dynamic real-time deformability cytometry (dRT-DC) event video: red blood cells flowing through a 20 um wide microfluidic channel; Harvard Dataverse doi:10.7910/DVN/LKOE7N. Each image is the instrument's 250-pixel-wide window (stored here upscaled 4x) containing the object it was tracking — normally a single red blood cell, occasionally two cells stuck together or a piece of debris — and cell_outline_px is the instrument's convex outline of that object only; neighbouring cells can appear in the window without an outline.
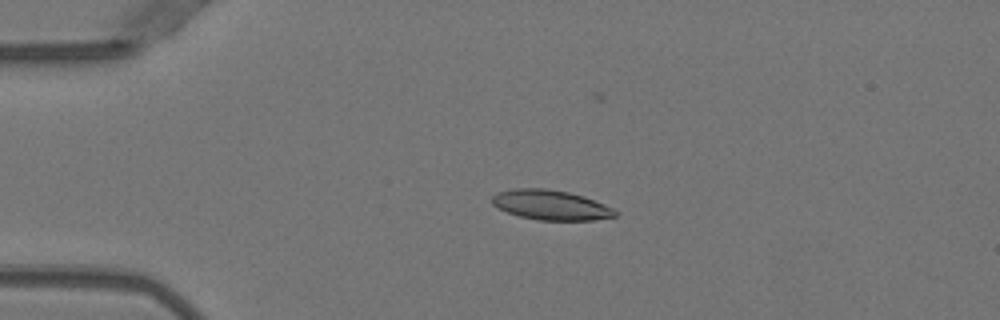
{"species": "Egyptian fruit bat (a non-hibernating species)", "species_latin": "Rousettus aegyptiacus", "temperature_condition": "warm", "stored_images_in_passage": 2, "camera_frame_rate_fps": 3000, "um_per_image_px": 0.085, "animal": {"sex": "female"}, "frame": {"image": 1, "passage_image": 1, "time_ms": 0.0, "image_size_px": [1000, 320], "cell_outline_px": [[616, 216], [592, 220], [536, 220], [520, 216], [496, 208], [492, 204], [492, 196], [496, 192], [516, 188], [544, 188], [568, 192], [584, 196], [604, 204], [612, 208], [616, 212]], "centroid_in_image_um": [46.77, 17.42], "position_along_channel_um": 38.2, "area_um2": 21.39}}